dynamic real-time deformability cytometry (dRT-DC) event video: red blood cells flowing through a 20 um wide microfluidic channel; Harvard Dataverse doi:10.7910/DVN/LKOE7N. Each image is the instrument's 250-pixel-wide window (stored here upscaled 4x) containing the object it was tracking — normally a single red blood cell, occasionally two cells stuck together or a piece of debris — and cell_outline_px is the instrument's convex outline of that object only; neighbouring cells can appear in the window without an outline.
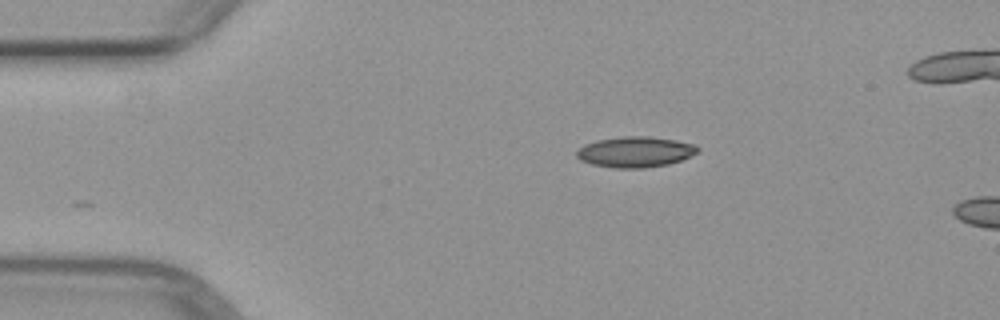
{"species": "common noctule bat (a hibernating species)", "species_latin": "Nyctalus noctula", "temperature_condition": "warm", "stored_images_in_passage": 2, "camera_frame_rate_fps": 3000, "um_per_image_px": 0.085, "animal": {"sex": "female", "body_mass_g": 29.2, "forearm_length_mm": 56.3}, "frame": {"image": 1, "passage_image": 2, "time_ms": 1.333, "image_size_px": [1000, 320], "cell_outline_px": [[700, 148], [696, 152], [680, 160], [668, 164], [644, 168], [612, 168], [592, 164], [580, 160], [576, 156], [576, 152], [584, 144], [596, 140], [624, 136], [648, 136], [696, 144]], "centroid_in_image_um": [53.96, 12.91], "position_along_channel_um": 31.0, "area_um2": 21.5}}